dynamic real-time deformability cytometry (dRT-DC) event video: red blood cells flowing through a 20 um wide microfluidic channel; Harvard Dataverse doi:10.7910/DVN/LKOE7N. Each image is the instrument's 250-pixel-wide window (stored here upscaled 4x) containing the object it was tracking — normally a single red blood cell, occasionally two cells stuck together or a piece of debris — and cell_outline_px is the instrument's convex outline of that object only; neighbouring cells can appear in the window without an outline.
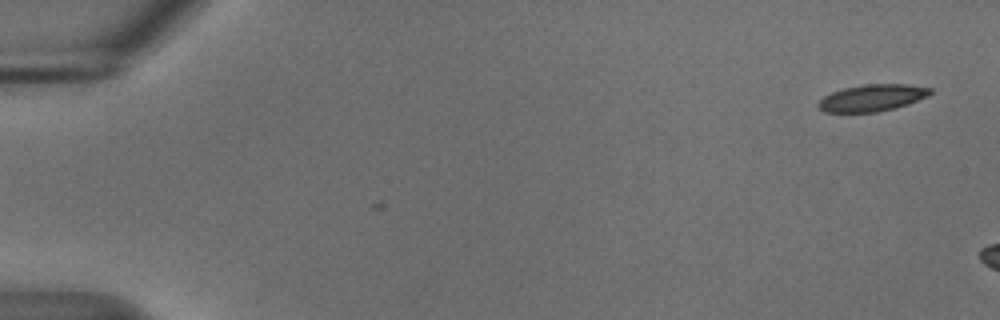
{"species": "common noctule bat (a hibernating species)", "species_latin": "Nyctalus noctula", "temperature_condition": "cold", "stored_images_in_passage": 3, "camera_frame_rate_fps": 3000, "um_per_image_px": 0.085, "animal": {"sex": "male", "body_mass_g": 18.8}, "frame": {"image": 1, "passage_image": 3, "time_ms": 0.667, "image_size_px": [1000, 320], "cell_outline_px": [[932, 92], [928, 96], [908, 104], [896, 108], [876, 112], [824, 112], [816, 104], [824, 96], [832, 92], [844, 88], [868, 84], [908, 84], [932, 88]], "centroid_in_image_um": [74.16, 8.32], "position_along_channel_um": 10.8, "area_um2": 17.46}}